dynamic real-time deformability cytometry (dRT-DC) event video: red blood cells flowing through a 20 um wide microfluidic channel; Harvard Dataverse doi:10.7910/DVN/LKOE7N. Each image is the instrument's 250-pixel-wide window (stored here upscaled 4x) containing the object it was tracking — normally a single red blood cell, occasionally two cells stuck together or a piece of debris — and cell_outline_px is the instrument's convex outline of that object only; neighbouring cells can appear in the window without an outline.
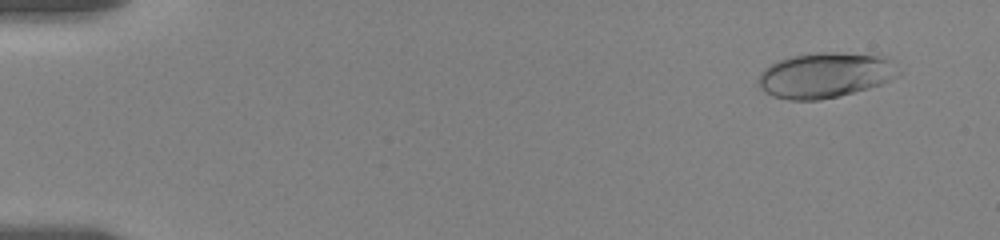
{"species": "human", "species_latin": "Homo sapiens", "temperature_condition": "room temperature", "stored_images_in_passage": 58, "camera_frame_rate_fps": 3000, "um_per_image_px": 0.085, "donor": {"sex": "female"}, "frame": {"image": 1, "passage_image": 5, "time_ms": 1.333, "image_size_px": [1000, 240], "cell_outline_px": [[900, 72], [896, 76], [880, 84], [868, 88], [820, 100], [788, 100], [772, 96], [760, 88], [756, 84], [760, 72], [764, 68], [780, 60], [792, 56], [816, 52], [836, 52], [876, 56], [888, 60]], "centroid_in_image_um": [70.04, 6.4], "position_along_channel_um": 15.0, "area_um2": 36.41}}
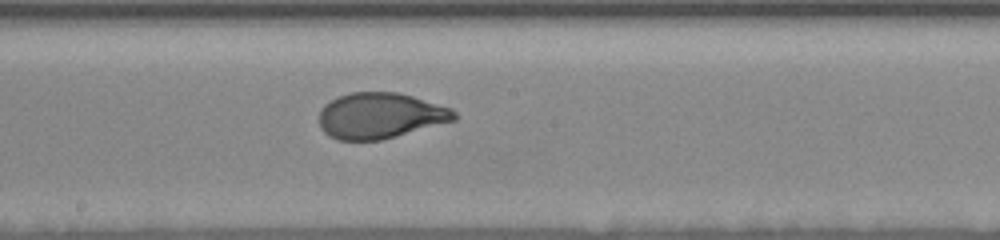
{"frame": {"image": 2, "passage_image": 33, "time_ms": 10.667, "image_size_px": [1000, 240], "cell_outline_px": [[460, 116], [456, 120], [396, 136], [380, 140], [336, 140], [328, 136], [320, 128], [320, 108], [324, 104], [340, 96], [352, 92], [396, 92], [412, 96], [452, 108]], "centroid_in_image_um": [32.32, 9.83], "position_along_channel_um": 215.9, "area_um2": 36.13}}
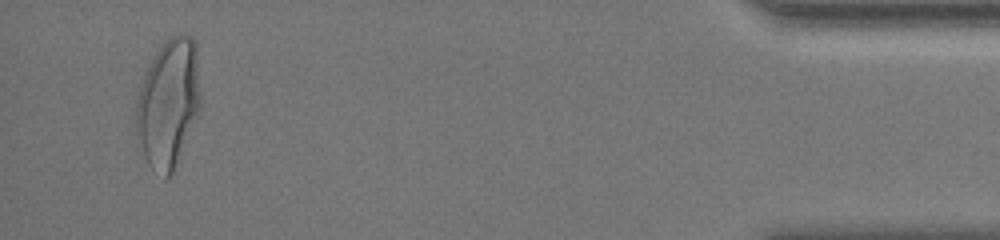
{"frame": {"image": 3, "passage_image": 56, "time_ms": 18.333, "image_size_px": [1000, 240], "cell_outline_px": [[200, 108], [172, 172], [164, 180], [148, 164], [144, 156], [140, 140], [136, 120], [136, 100], [144, 76], [156, 52], [172, 36], [180, 32], [192, 36], [196, 40], [200, 92]], "centroid_in_image_um": [14.34, 8.73], "position_along_channel_um": 420.9, "area_um2": 47.4}, "authors_computed_cell_mechanics": {"area_um2": 36.5007, "velocity_mm_per_s": 3.5342, "shape_relaxation_time_tau1_ms": 5.276, "shape_relaxation_time_tau2_ms": null, "deformation_change_tau1": 0.2282, "deformation_change_tau2": null}}